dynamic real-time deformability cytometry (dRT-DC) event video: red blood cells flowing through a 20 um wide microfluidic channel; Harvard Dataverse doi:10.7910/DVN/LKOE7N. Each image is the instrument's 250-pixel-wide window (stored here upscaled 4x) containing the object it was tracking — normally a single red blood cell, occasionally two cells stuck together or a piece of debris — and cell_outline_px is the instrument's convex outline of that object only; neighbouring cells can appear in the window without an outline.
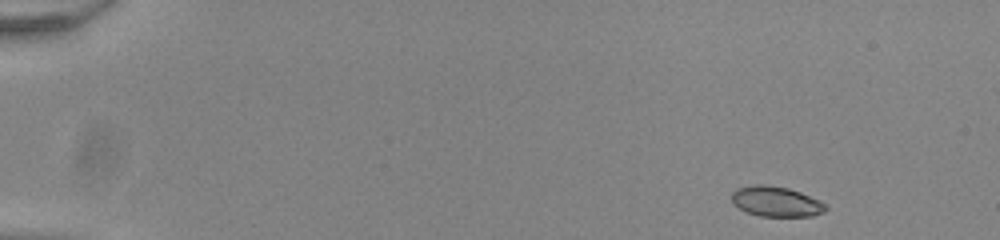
{"species": "common noctule bat (a hibernating species)", "species_latin": "Nyctalus noctula", "temperature_condition": "room temperature", "stored_images_in_passage": 49, "camera_frame_rate_fps": 3000, "um_per_image_px": 0.085, "animal": {"sex": "male", "body_mass_g": 20.0, "forearm_length_mm": 53.3}, "frame": {"image": 1, "passage_image": 1, "time_ms": 0.0, "image_size_px": [1000, 240], "cell_outline_px": [[828, 208], [824, 212], [812, 216], [760, 216], [748, 212], [740, 208], [732, 200], [732, 192], [736, 188], [756, 184], [764, 184], [788, 188], [800, 192], [820, 200]], "centroid_in_image_um": [65.99, 17.12], "position_along_channel_um": 19.0, "area_um2": 16.42}}
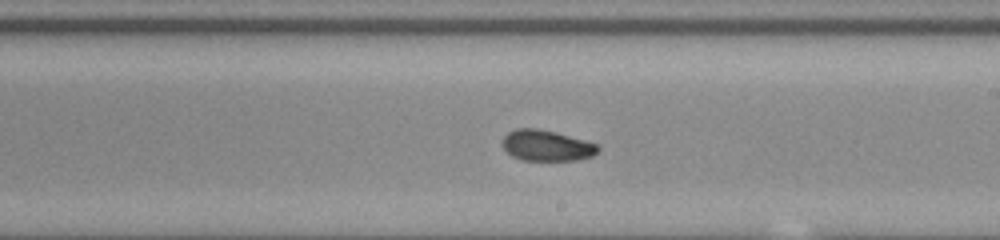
{"frame": {"image": 2, "passage_image": 28, "time_ms": 9.0, "image_size_px": [1000, 240], "cell_outline_px": [[600, 148], [592, 156], [576, 160], [520, 160], [512, 156], [504, 148], [504, 136], [508, 132], [516, 128], [536, 128], [556, 132], [584, 140], [596, 144]], "centroid_in_image_um": [46.45, 12.37], "position_along_channel_um": 242.5, "area_um2": 16.99}}
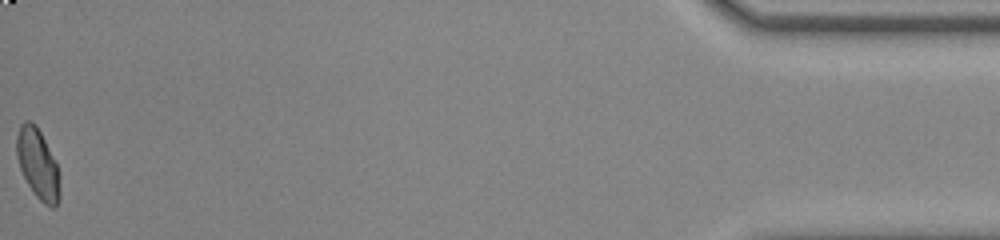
{"frame": {"image": 3, "passage_image": 49, "time_ms": 16.0, "image_size_px": [1000, 240], "cell_outline_px": [[60, 196], [56, 208], [52, 208], [44, 204], [32, 192], [20, 168], [16, 156], [16, 136], [20, 124], [24, 120], [32, 120], [36, 124], [56, 164], [60, 192]], "centroid_in_image_um": [3.18, 13.93], "position_along_channel_um": 432.0, "area_um2": 17.51}, "authors_computed_cell_mechanics": {"area_um2": 17.1088, "velocity_mm_per_s": 3.9271, "shape_relaxation_time_tau1_ms": 2.4064, "shape_relaxation_time_tau2_ms": 1.6608, "deformation_change_tau1": 0.1173, "deformation_change_tau2": 0.063}}